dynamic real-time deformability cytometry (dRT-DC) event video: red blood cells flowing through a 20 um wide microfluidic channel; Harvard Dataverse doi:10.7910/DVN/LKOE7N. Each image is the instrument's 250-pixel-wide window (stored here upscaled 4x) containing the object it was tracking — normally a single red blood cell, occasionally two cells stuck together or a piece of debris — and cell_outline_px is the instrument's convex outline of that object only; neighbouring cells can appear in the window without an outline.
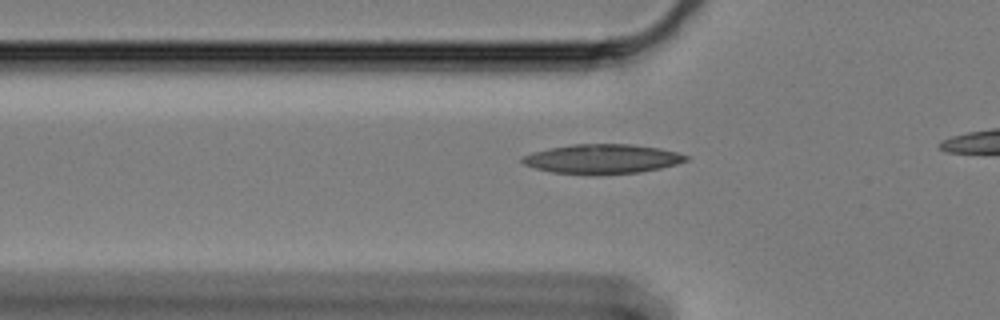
{"species": "Egyptian fruit bat (a non-hibernating species)", "species_latin": "Rousettus aegyptiacus", "temperature_condition": "cold", "stored_images_in_passage": 34, "camera_frame_rate_fps": 3000, "um_per_image_px": 0.085, "animal": {"sex": "female"}, "frame": {"image": 1, "passage_image": 4, "time_ms": 1.0, "image_size_px": [1000, 320], "cell_outline_px": [[688, 160], [676, 164], [660, 168], [640, 172], [600, 176], [588, 176], [552, 172], [536, 168], [524, 164], [520, 160], [520, 156], [532, 152], [548, 148], [572, 144], [632, 144], [660, 148], [676, 152], [688, 156]], "centroid_in_image_um": [51.15, 13.53], "position_along_channel_um": 74.7, "area_um2": 28.67}}
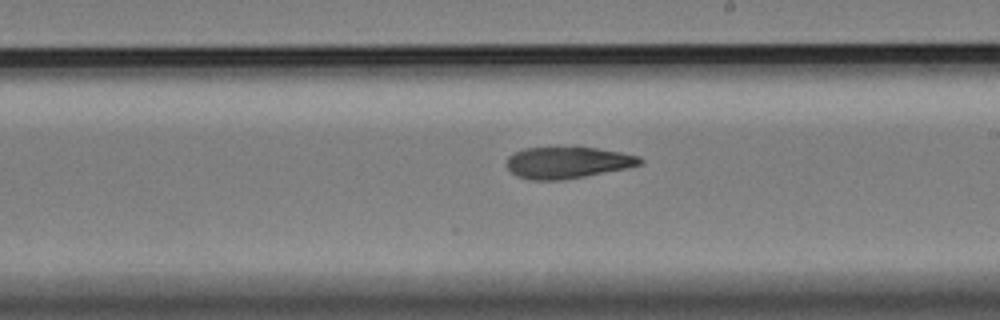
{"frame": {"image": 2, "passage_image": 19, "time_ms": 6.0, "image_size_px": [1000, 320], "cell_outline_px": [[644, 164], [628, 168], [564, 180], [532, 180], [516, 176], [504, 164], [508, 156], [512, 152], [524, 148], [556, 144], [576, 144], [620, 152], [640, 156], [644, 160]], "centroid_in_image_um": [48.22, 13.75], "position_along_channel_um": 240.8, "area_um2": 26.07}}
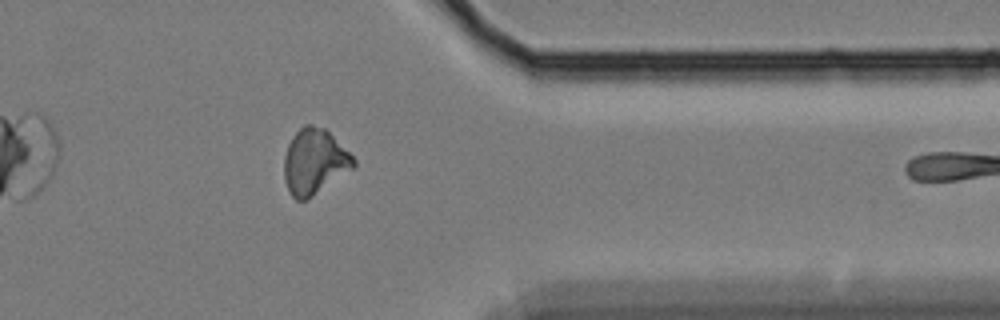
{"frame": {"image": 3, "passage_image": 33, "time_ms": 10.667, "image_size_px": [1000, 320], "cell_outline_px": [[356, 164], [352, 168], [312, 196], [304, 200], [296, 200], [292, 196], [284, 180], [284, 156], [288, 144], [292, 136], [304, 124], [312, 124], [324, 128], [356, 160]], "centroid_in_image_um": [26.68, 13.72], "position_along_channel_um": 384.7, "area_um2": 25.95}}